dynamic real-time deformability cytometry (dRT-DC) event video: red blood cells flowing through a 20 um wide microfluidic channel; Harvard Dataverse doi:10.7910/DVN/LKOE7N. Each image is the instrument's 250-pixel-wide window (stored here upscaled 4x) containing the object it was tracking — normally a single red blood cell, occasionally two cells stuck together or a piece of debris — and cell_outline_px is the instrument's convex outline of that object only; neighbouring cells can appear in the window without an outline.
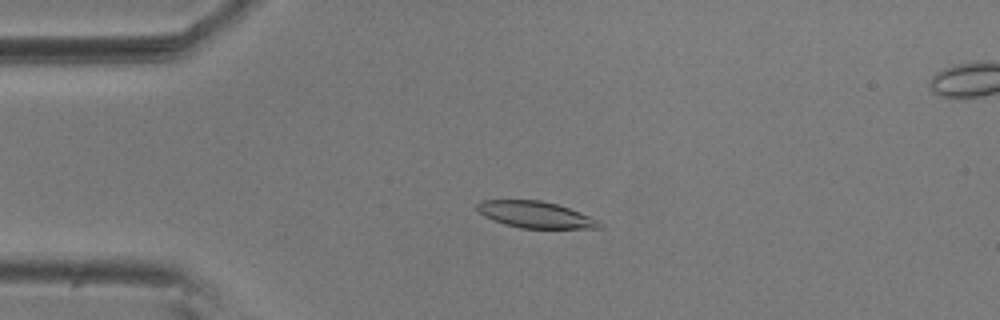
{"species": "common noctule bat (a hibernating species)", "species_latin": "Nyctalus noctula", "temperature_condition": "room temperature", "stored_images_in_passage": 53, "segment_of_instrument_passage": [1, 2], "camera_frame_rate_fps": 3000, "um_per_image_px": 0.085, "animal": {"sex": "male", "body_mass_g": 20.5, "forearm_length_mm": 52.5}, "frame": {"image": 1, "passage_image": 9, "time_ms": 2.667, "image_size_px": [1000, 320], "cell_outline_px": [[604, 228], [520, 228], [504, 224], [484, 216], [476, 208], [476, 204], [480, 200], [540, 200], [556, 204], [568, 208], [600, 220], [604, 224]], "centroid_in_image_um": [45.53, 18.25], "position_along_channel_um": 39.5, "area_um2": 18.9}}
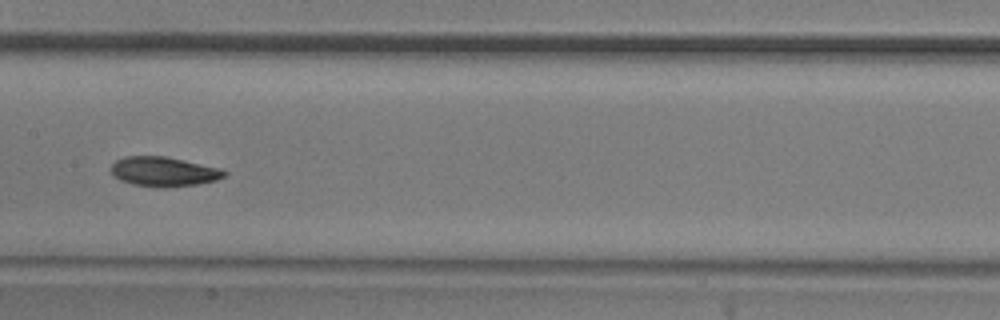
{"frame": {"image": 2, "passage_image": 24, "time_ms": 7.667, "image_size_px": [1000, 320], "cell_outline_px": [[228, 172], [224, 176], [216, 180], [196, 184], [164, 188], [156, 188], [132, 184], [120, 180], [112, 172], [112, 164], [116, 160], [124, 156], [164, 156], [184, 160], [220, 168]], "centroid_in_image_um": [13.91, 14.59], "position_along_channel_um": 193.5, "area_um2": 19.48}}
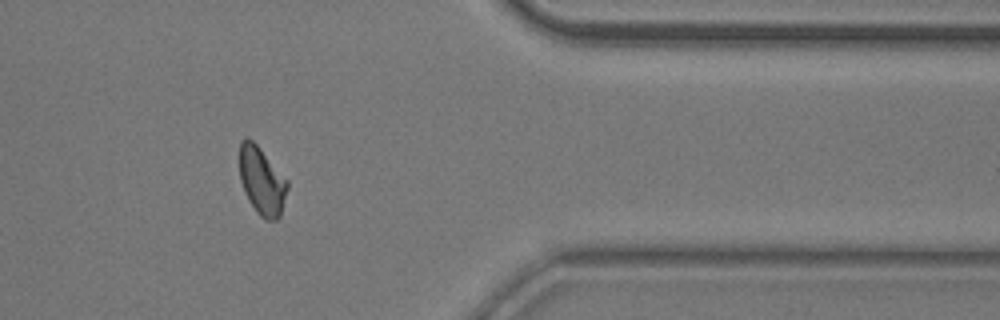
{"frame": {"image": 3, "passage_image": 42, "time_ms": 13.667, "image_size_px": [1000, 320], "cell_outline_px": [[288, 188], [280, 216], [276, 220], [264, 220], [256, 212], [248, 200], [244, 192], [240, 180], [240, 140], [248, 136], [260, 148], [288, 180]], "centroid_in_image_um": [22.25, 15.39], "position_along_channel_um": 389.1, "area_um2": 19.02}}